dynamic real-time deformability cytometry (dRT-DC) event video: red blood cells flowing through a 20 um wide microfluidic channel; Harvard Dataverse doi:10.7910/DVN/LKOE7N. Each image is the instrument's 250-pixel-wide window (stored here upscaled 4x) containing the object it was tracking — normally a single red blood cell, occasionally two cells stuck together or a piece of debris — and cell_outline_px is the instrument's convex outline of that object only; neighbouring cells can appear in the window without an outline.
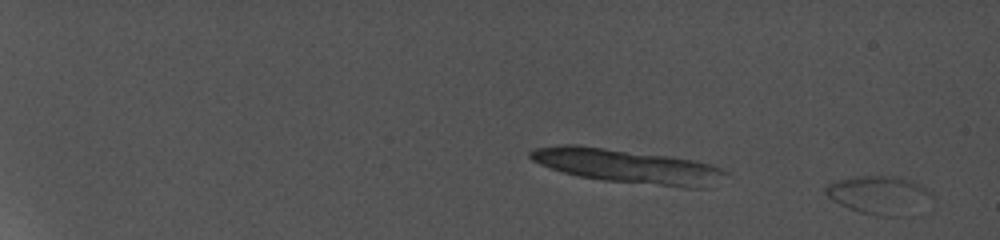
{"species": "common noctule bat (a hibernating species)", "species_latin": "Nyctalus noctula", "temperature_condition": "cold", "stored_images_in_passage": 19, "camera_frame_rate_fps": 5000, "um_per_image_px": 0.085, "animal": {"sex": "female", "body_mass_g": 19.0, "forearm_length_mm": 56.7}, "frame": {"image": 1, "passage_image": 1, "time_ms": 0.0, "image_size_px": [1000, 240], "cell_outline_px": [[888, 180], [876, 216], [860, 212], [848, 208], [832, 200], [828, 196], [828, 188], [832, 184], [848, 180]], "centroid_in_image_um": [73.01, 16.56], "position_along_channel_um": 12.0, "area_um2": 10.98}}
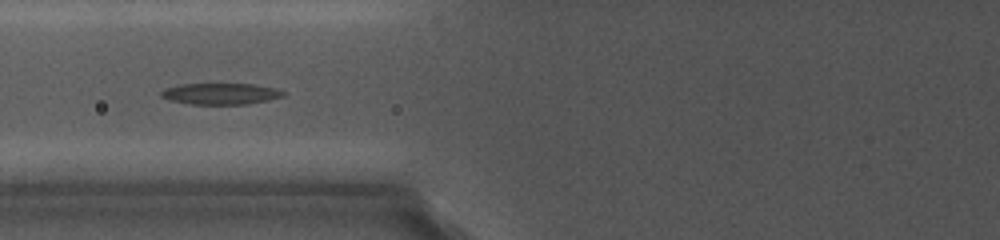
{"frame": {"image": 2, "passage_image": 12, "time_ms": 10.4, "image_size_px": [1000, 240], "cell_outline_px": [[284, 92], [280, 96], [264, 100], [244, 104], [192, 104], [172, 100], [160, 96], [160, 92], [168, 88], [184, 84], [248, 84], [272, 88]], "centroid_in_image_um": [18.67, 7.97], "position_along_channel_um": 107.1, "area_um2": 14.39}}
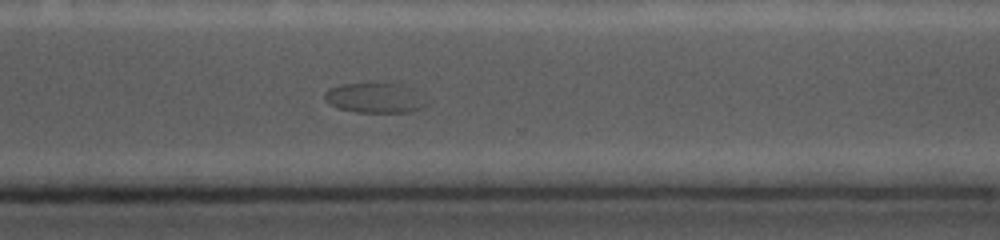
{"frame": {"image": 3, "passage_image": 19, "time_ms": 17.0, "image_size_px": [1000, 240], "cell_outline_px": [[416, 108], [408, 112], [356, 112], [340, 108], [332, 104], [324, 96], [324, 92], [328, 88], [344, 84], [392, 84]], "centroid_in_image_um": [31.33, 8.35], "position_along_channel_um": 339.3, "area_um2": 14.74}}